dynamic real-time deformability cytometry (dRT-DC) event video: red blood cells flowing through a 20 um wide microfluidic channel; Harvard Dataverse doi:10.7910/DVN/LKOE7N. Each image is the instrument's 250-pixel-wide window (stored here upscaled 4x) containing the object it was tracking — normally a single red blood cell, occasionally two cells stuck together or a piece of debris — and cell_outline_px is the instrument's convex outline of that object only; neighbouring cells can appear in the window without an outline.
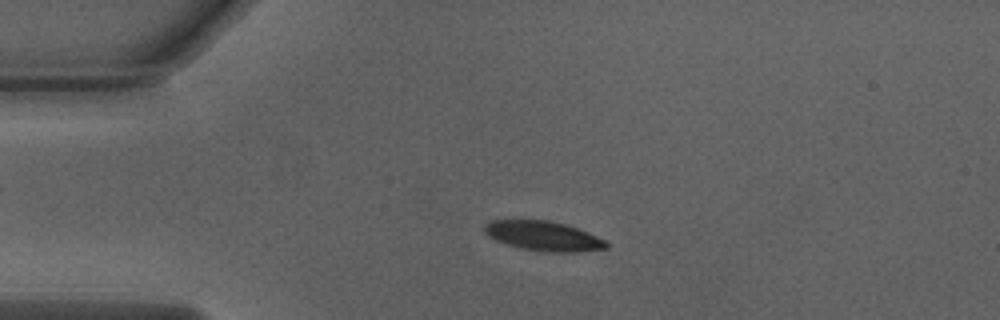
{"species": "Egyptian fruit bat (a non-hibernating species)", "species_latin": "Rousettus aegyptiacus", "temperature_condition": "warm", "stored_images_in_passage": 34, "camera_frame_rate_fps": 3000, "um_per_image_px": 0.085, "animal": {"sex": "male"}, "frame": {"image": 1, "passage_image": 2, "time_ms": 0.333, "image_size_px": [1000, 320], "cell_outline_px": [[608, 248], [580, 252], [548, 252], [520, 248], [496, 240], [488, 236], [484, 232], [484, 224], [492, 220], [548, 220], [564, 224], [588, 232], [604, 240], [608, 244]], "centroid_in_image_um": [46.18, 20.06], "position_along_channel_um": 38.8, "area_um2": 20.92}}
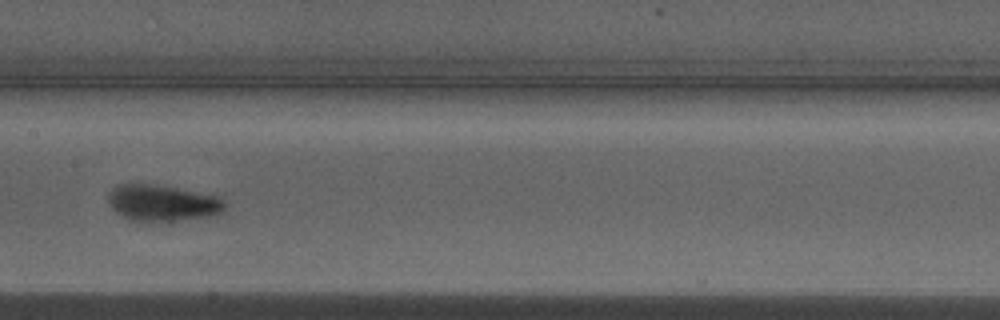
{"frame": {"image": 2, "passage_image": 16, "time_ms": 5.0, "image_size_px": [1000, 320], "cell_outline_px": [[224, 208], [220, 212], [208, 216], [168, 224], [132, 220], [120, 216], [112, 208], [108, 200], [108, 192], [112, 188], [120, 184], [156, 184], [216, 196], [224, 200]], "centroid_in_image_um": [13.76, 17.29], "position_along_channel_um": 193.6, "area_um2": 25.09}}
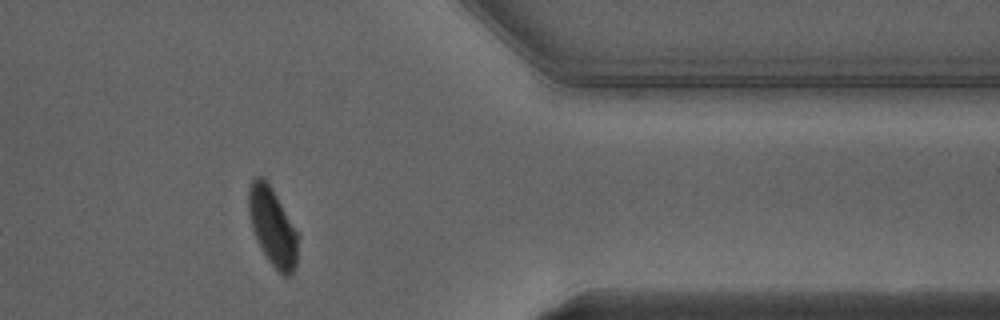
{"frame": {"image": 3, "passage_image": 32, "time_ms": 10.333, "image_size_px": [1000, 320], "cell_outline_px": [[300, 236], [296, 264], [292, 272], [288, 276], [284, 276], [268, 260], [252, 228], [248, 212], [248, 192], [252, 180], [256, 176], [264, 176], [272, 188]], "centroid_in_image_um": [23.18, 19.24], "position_along_channel_um": 388.2, "area_um2": 22.31}, "authors_computed_cell_mechanics": {"area_um2": 23.4957, "velocity_mm_per_s": 4.0165, "shape_relaxation_time_tau1_ms": 2.9235, "shape_relaxation_time_tau2_ms": 1.1216, "deformation_change_tau1": 0.1589, "deformation_change_tau2": 0.0592}}